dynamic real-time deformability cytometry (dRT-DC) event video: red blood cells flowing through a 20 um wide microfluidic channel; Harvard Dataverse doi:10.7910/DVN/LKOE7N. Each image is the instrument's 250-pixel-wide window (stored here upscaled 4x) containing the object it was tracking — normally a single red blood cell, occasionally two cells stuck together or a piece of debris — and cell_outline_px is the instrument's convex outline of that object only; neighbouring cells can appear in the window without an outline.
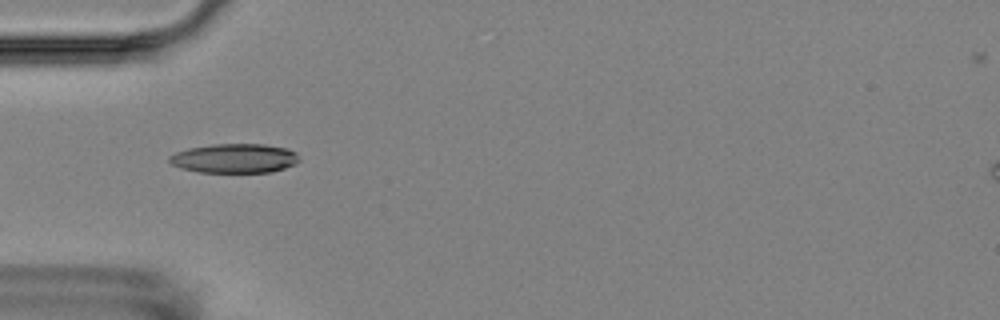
{"species": "Egyptian fruit bat (a non-hibernating species)", "species_latin": "Rousettus aegyptiacus", "temperature_condition": "room temperature", "stored_images_in_passage": 5, "camera_frame_rate_fps": 3000, "um_per_image_px": 0.085, "animal": {"sex": "female"}, "frame": {"image": 1, "passage_image": 3, "time_ms": 3.0, "image_size_px": [1000, 320], "cell_outline_px": [[300, 160], [296, 164], [272, 172], [200, 172], [180, 168], [172, 164], [168, 160], [168, 156], [176, 152], [188, 148], [212, 144], [264, 144], [288, 148], [296, 152]], "centroid_in_image_um": [19.95, 13.45], "position_along_channel_um": 65.1, "area_um2": 22.31}}